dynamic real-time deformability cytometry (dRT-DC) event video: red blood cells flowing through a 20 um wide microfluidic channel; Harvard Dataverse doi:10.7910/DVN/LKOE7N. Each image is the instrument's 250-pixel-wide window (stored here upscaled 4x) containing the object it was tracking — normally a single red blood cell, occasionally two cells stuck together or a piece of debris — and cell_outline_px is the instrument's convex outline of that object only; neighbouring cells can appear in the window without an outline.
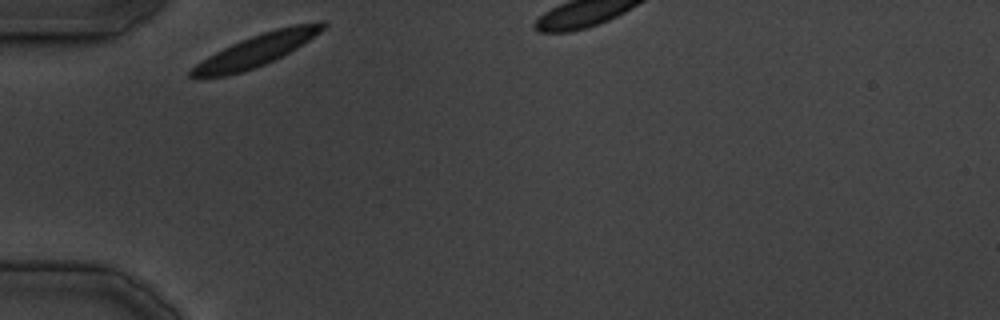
{"species": "common noctule bat (a hibernating species)", "species_latin": "Nyctalus noctula", "temperature_condition": "cold", "stored_images_in_passage": 9, "segment_of_instrument_passage": [1, 2], "camera_frame_rate_fps": 3000, "um_per_image_px": 0.085, "animal": {"sex": "male", "body_mass_g": 19.5, "forearm_length_mm": 54.6}, "frame": {"image": 1, "passage_image": 1, "time_ms": 0.0, "image_size_px": [1000, 320], "cell_outline_px": [[328, 24], [320, 32], [296, 48], [264, 64], [240, 72], [224, 76], [188, 76], [188, 72], [196, 64], [208, 56], [232, 44], [252, 36], [276, 28], [292, 24], [320, 20], [328, 20]], "centroid_in_image_um": [21.87, 4.22], "position_along_channel_um": 63.1, "area_um2": 23.87}}
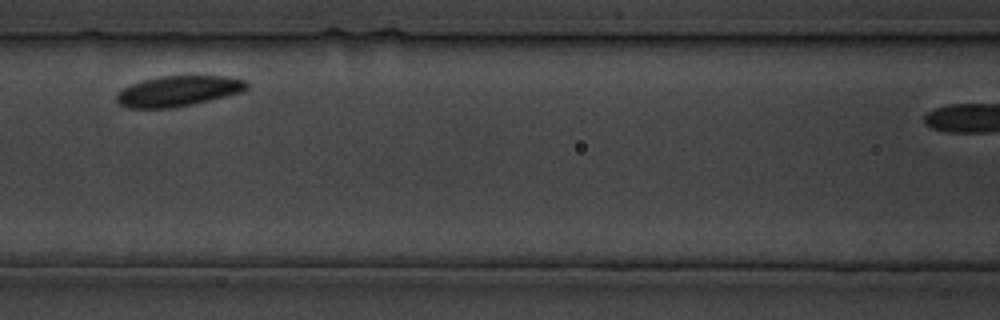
{"frame": {"image": 2, "passage_image": 6, "time_ms": 7.333, "image_size_px": [1000, 320], "cell_outline_px": [[248, 88], [244, 92], [192, 104], [168, 108], [128, 108], [120, 104], [116, 100], [116, 96], [124, 88], [132, 84], [144, 80], [160, 76], [228, 76], [244, 80], [248, 84]], "centroid_in_image_um": [15.19, 7.74], "position_along_channel_um": 151.4, "area_um2": 22.95}}